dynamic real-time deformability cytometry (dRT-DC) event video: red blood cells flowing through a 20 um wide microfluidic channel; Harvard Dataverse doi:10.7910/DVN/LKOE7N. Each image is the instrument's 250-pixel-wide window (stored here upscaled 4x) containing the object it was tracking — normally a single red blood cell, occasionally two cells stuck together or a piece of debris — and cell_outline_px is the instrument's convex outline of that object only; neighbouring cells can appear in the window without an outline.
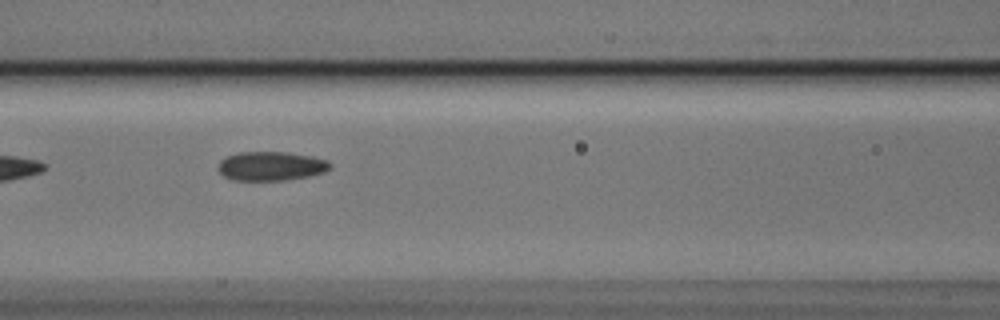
{"species": "Egyptian fruit bat (a non-hibernating species)", "species_latin": "Rousettus aegyptiacus", "temperature_condition": "cold", "stored_images_in_passage": 8, "camera_frame_rate_fps": 3000, "um_per_image_px": 0.085, "animal": {"sex": "male"}, "frame": {"image": 1, "passage_image": 5, "time_ms": 1.333, "image_size_px": [1000, 320], "cell_outline_px": [[332, 168], [324, 172], [308, 176], [284, 180], [232, 180], [224, 176], [220, 172], [220, 160], [228, 156], [240, 152], [288, 152], [312, 156], [324, 160], [332, 164]], "centroid_in_image_um": [23.06, 14.11], "position_along_channel_um": 143.5, "area_um2": 18.79}}
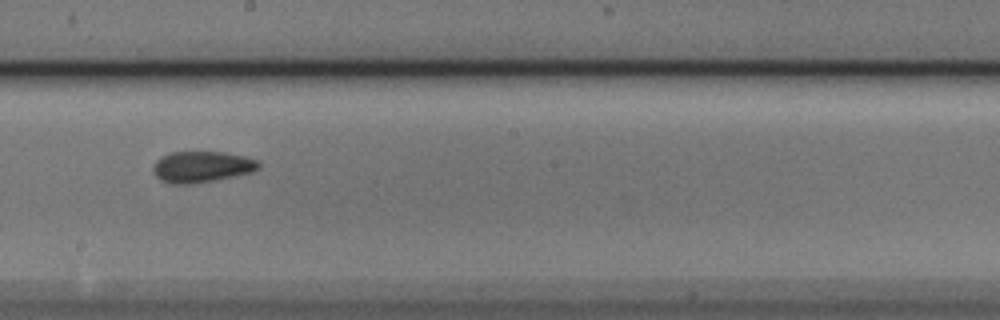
{"frame": {"image": 2, "passage_image": 7, "time_ms": 2.0, "image_size_px": [1000, 320], "cell_outline_px": [[260, 168], [252, 172], [216, 180], [192, 184], [168, 184], [160, 180], [152, 172], [152, 168], [156, 160], [172, 152], [224, 152], [244, 156], [256, 160], [260, 164]], "centroid_in_image_um": [17.13, 14.19], "position_along_channel_um": 231.1, "area_um2": 19.25}}
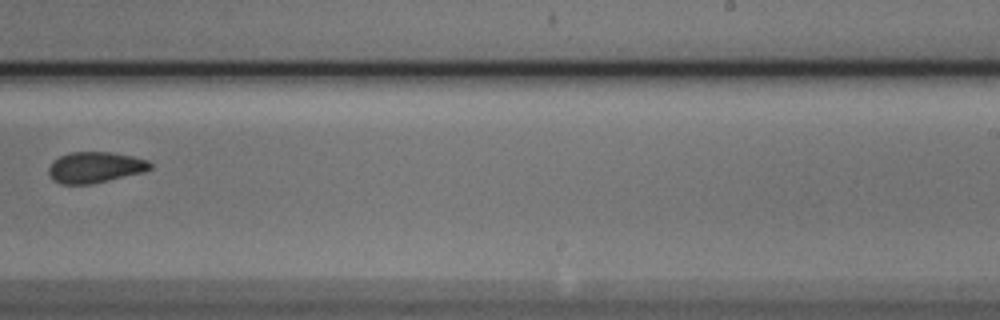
{"frame": {"image": 3, "passage_image": 8, "time_ms": 2.333, "image_size_px": [1000, 320], "cell_outline_px": [[152, 168], [144, 172], [92, 184], [60, 184], [52, 180], [48, 172], [48, 168], [52, 160], [68, 152], [112, 152], [132, 156], [148, 160], [152, 164]], "centroid_in_image_um": [8.06, 14.22], "position_along_channel_um": 280.9, "area_um2": 18.55}}